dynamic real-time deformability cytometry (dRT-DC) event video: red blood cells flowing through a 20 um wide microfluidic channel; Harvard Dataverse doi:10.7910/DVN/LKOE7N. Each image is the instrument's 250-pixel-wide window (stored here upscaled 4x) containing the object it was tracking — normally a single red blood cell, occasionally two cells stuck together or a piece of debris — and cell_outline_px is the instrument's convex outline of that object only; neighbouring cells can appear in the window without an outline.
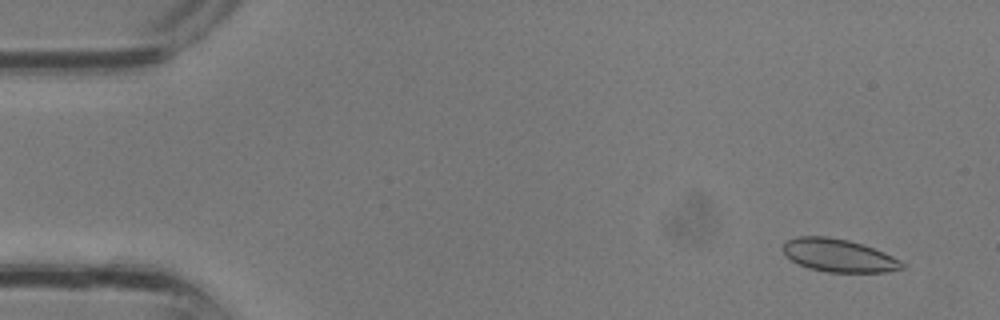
{"species": "common noctule bat (a hibernating species)", "species_latin": "Nyctalus noctula", "temperature_condition": "room temperature", "stored_images_in_passage": 33, "camera_frame_rate_fps": 3000, "um_per_image_px": 0.085, "animal": {"sex": "male", "body_mass_g": 13.3}, "frame": {"image": 1, "passage_image": 2, "time_ms": 0.333, "image_size_px": [1000, 320], "cell_outline_px": [[904, 268], [884, 272], [828, 272], [808, 268], [792, 260], [784, 252], [784, 240], [796, 236], [828, 236], [848, 240], [884, 252], [900, 260], [904, 264]], "centroid_in_image_um": [71.27, 21.7], "position_along_channel_um": 13.7, "area_um2": 22.66}}
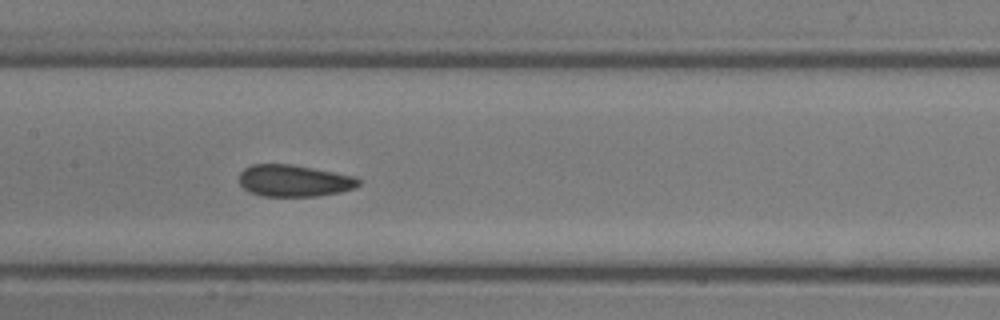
{"frame": {"image": 2, "passage_image": 16, "time_ms": 5.0, "image_size_px": [1000, 320], "cell_outline_px": [[360, 184], [356, 188], [340, 192], [316, 196], [260, 196], [244, 188], [240, 184], [240, 172], [244, 168], [252, 164], [292, 164], [356, 176], [360, 180]], "centroid_in_image_um": [25.02, 15.35], "position_along_channel_um": 182.4, "area_um2": 22.2}}
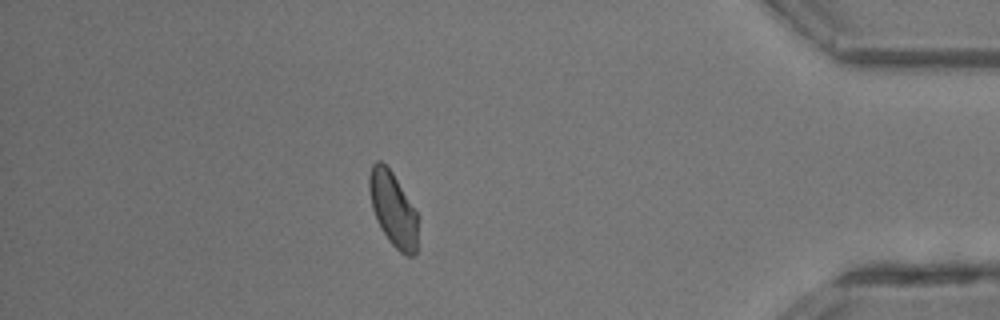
{"frame": {"image": 3, "passage_image": 29, "time_ms": 9.333, "image_size_px": [1000, 320], "cell_outline_px": [[416, 252], [412, 256], [404, 256], [388, 240], [376, 220], [372, 208], [368, 188], [368, 176], [372, 164], [376, 160], [380, 160], [392, 172], [416, 212]], "centroid_in_image_um": [33.36, 17.76], "position_along_channel_um": 401.8, "area_um2": 20.75}}